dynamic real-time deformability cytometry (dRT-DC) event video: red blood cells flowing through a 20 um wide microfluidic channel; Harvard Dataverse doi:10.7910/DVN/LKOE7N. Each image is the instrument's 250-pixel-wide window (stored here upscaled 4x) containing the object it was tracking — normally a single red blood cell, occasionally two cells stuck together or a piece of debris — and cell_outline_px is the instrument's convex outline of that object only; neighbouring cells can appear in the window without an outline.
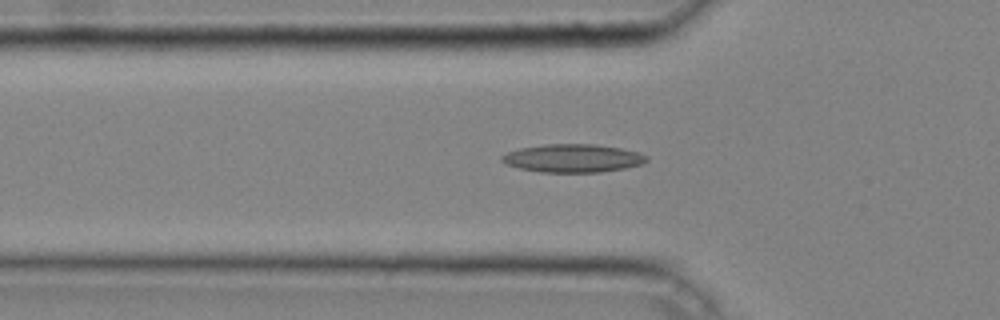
{"species": "common noctule bat (a hibernating species)", "species_latin": "Nyctalus noctula", "temperature_condition": "cold", "stored_images_in_passage": 32, "camera_frame_rate_fps": 3000, "um_per_image_px": 0.085, "animal": {"sex": "male", "body_mass_g": 20.4}, "frame": {"image": 1, "passage_image": 3, "time_ms": 0.667, "image_size_px": [1000, 320], "cell_outline_px": [[648, 160], [640, 164], [624, 168], [600, 172], [540, 172], [520, 168], [504, 164], [500, 160], [500, 156], [508, 152], [520, 148], [544, 144], [592, 144], [620, 148], [640, 152], [648, 156]], "centroid_in_image_um": [48.67, 13.44], "position_along_channel_um": 77.1, "area_um2": 23.76}}
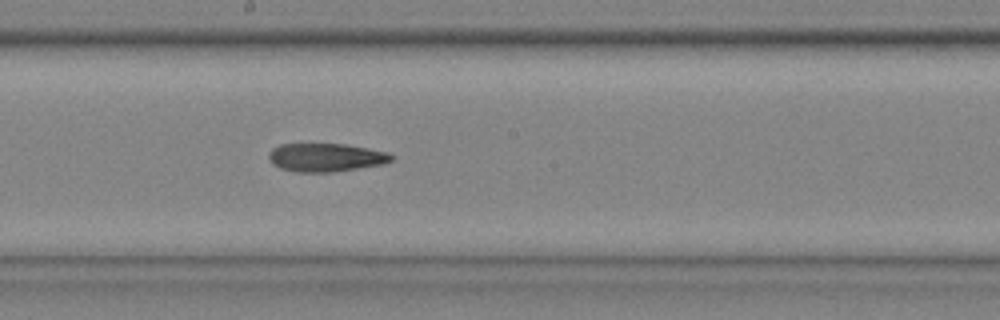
{"frame": {"image": 2, "passage_image": 13, "time_ms": 4.0, "image_size_px": [1000, 320], "cell_outline_px": [[392, 160], [384, 164], [332, 172], [296, 172], [280, 168], [272, 164], [268, 156], [268, 152], [272, 148], [280, 144], [344, 144], [368, 148], [388, 152], [392, 156]], "centroid_in_image_um": [27.66, 13.38], "position_along_channel_um": 220.5, "area_um2": 20.29}}
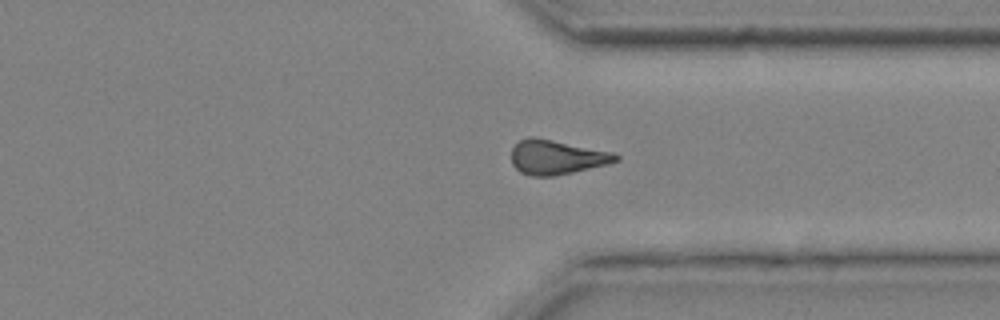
{"frame": {"image": 3, "passage_image": 23, "time_ms": 7.333, "image_size_px": [1000, 320], "cell_outline_px": [[620, 160], [608, 164], [572, 172], [552, 176], [528, 176], [520, 172], [512, 164], [512, 148], [520, 140], [528, 136], [532, 136], [612, 152], [620, 156]], "centroid_in_image_um": [47.3, 13.36], "position_along_channel_um": 364.1, "area_um2": 20.81}}